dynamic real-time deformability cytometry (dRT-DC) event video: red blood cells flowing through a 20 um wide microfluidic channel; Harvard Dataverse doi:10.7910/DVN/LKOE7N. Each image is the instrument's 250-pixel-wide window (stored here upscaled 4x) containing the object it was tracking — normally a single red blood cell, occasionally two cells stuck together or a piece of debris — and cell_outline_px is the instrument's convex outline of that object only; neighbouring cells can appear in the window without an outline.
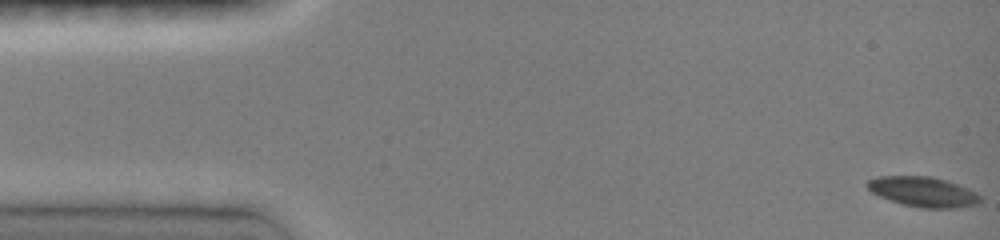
{"species": "common noctule bat (a hibernating species)", "species_latin": "Nyctalus noctula", "temperature_condition": "room temperature", "stored_images_in_passage": 24, "camera_frame_rate_fps": 3000, "um_per_image_px": 0.085, "animal": {"sex": "female", "body_mass_g": 19.0, "forearm_length_mm": 51.5}, "frame": {"image": 1, "passage_image": 1, "time_ms": 0.0, "image_size_px": [1000, 240], "cell_outline_px": [[980, 204], [956, 208], [920, 208], [888, 200], [872, 192], [864, 184], [868, 180], [876, 176], [932, 176], [968, 188], [976, 192], [980, 196]], "centroid_in_image_um": [78.45, 16.3], "position_along_channel_um": 6.5, "area_um2": 19.83}}
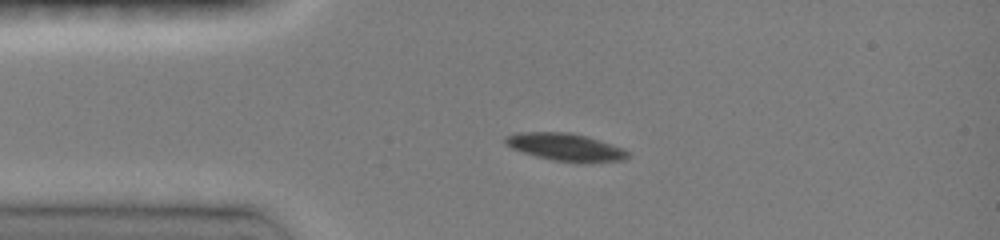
{"frame": {"image": 2, "passage_image": 17, "time_ms": 3.333, "image_size_px": [1000, 240], "cell_outline_px": [[628, 156], [624, 160], [592, 164], [552, 160], [536, 156], [512, 148], [504, 144], [504, 136], [516, 132], [568, 132], [600, 140], [624, 148], [628, 152]], "centroid_in_image_um": [48.08, 12.52], "position_along_channel_um": 36.9, "area_um2": 19.94}}
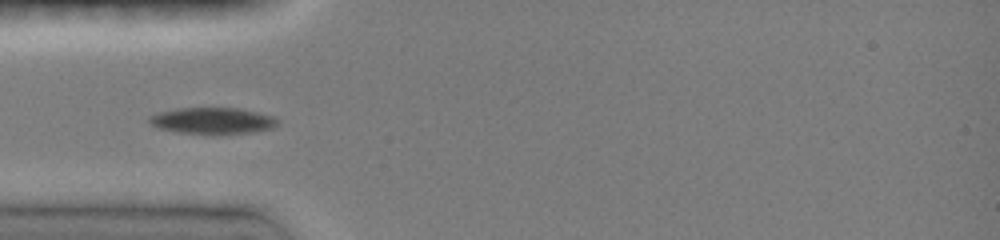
{"frame": {"image": 3, "passage_image": 23, "time_ms": 4.667, "image_size_px": [1000, 240], "cell_outline_px": [[280, 120], [272, 128], [252, 132], [180, 132], [160, 128], [152, 124], [148, 120], [148, 116], [160, 112], [176, 108], [240, 108], [272, 116]], "centroid_in_image_um": [18.06, 10.22], "position_along_channel_um": 66.9, "area_um2": 18.96}}